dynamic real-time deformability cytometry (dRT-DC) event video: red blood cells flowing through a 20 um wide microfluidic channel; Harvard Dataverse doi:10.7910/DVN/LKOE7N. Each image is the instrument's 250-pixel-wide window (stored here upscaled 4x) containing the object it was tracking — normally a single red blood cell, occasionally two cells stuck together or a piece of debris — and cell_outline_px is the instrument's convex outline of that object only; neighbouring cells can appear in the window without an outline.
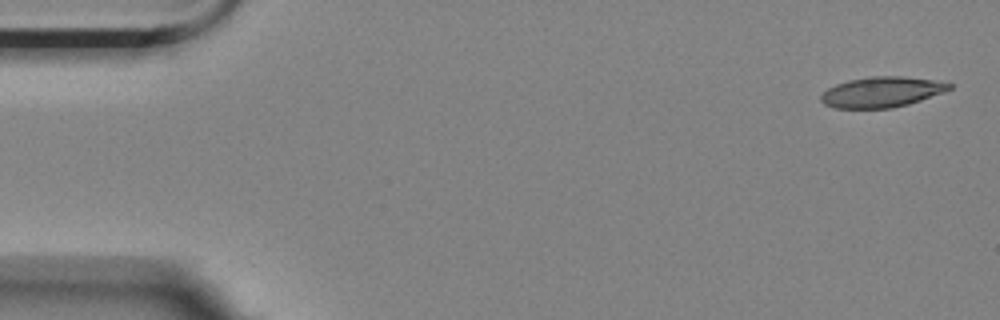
{"species": "Egyptian fruit bat (a non-hibernating species)", "species_latin": "Rousettus aegyptiacus", "temperature_condition": "room temperature", "stored_images_in_passage": 4, "camera_frame_rate_fps": 3000, "um_per_image_px": 0.085, "animal": {"sex": "female"}, "frame": {"image": 1, "passage_image": 1, "time_ms": 0.0, "image_size_px": [1000, 320], "cell_outline_px": [[952, 88], [944, 92], [908, 104], [892, 108], [836, 108], [824, 104], [820, 100], [820, 96], [828, 88], [836, 84], [848, 80], [868, 76], [904, 76], [932, 80], [952, 84]], "centroid_in_image_um": [74.92, 7.82], "position_along_channel_um": 10.1, "area_um2": 22.72}}